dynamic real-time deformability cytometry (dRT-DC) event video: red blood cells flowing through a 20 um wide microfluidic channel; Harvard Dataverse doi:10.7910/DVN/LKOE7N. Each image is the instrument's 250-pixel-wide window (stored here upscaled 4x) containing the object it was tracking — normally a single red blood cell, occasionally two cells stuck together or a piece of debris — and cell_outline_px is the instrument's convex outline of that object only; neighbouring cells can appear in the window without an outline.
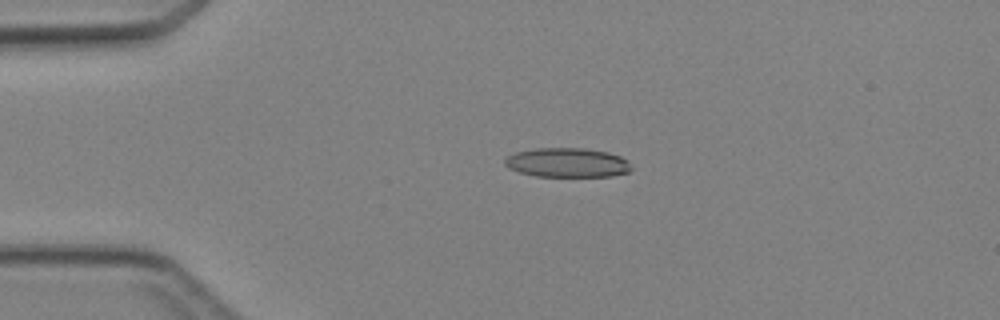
{"species": "Egyptian fruit bat (a non-hibernating species)", "species_latin": "Rousettus aegyptiacus", "temperature_condition": "cold", "stored_images_in_passage": 5, "camera_frame_rate_fps": 3000, "um_per_image_px": 0.085, "animal": {"sex": "female"}, "frame": {"image": 1, "passage_image": 3, "time_ms": 3.0, "image_size_px": [1000, 320], "cell_outline_px": [[632, 168], [628, 172], [612, 176], [536, 176], [520, 172], [508, 168], [504, 164], [504, 160], [508, 156], [516, 152], [536, 148], [584, 148], [608, 152], [620, 156], [628, 160]], "centroid_in_image_um": [48.23, 13.82], "position_along_channel_um": 36.8, "area_um2": 21.62}}
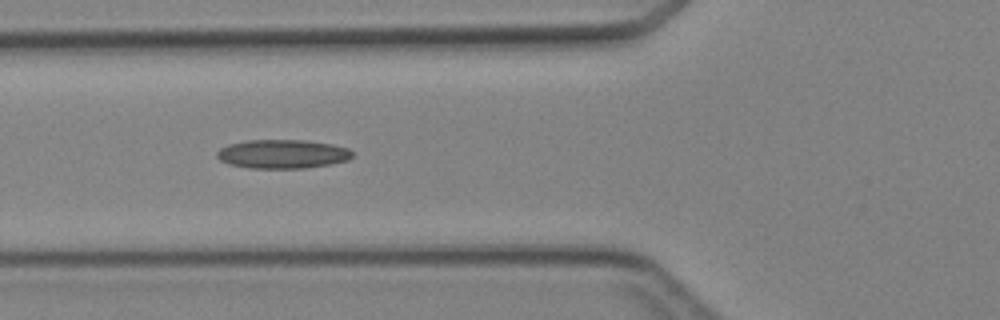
{"frame": {"image": 2, "passage_image": 5, "time_ms": 5.333, "image_size_px": [1000, 320], "cell_outline_px": [[352, 156], [348, 160], [328, 164], [304, 168], [248, 168], [228, 164], [220, 160], [216, 156], [216, 152], [220, 148], [228, 144], [248, 140], [304, 140], [332, 144], [348, 148], [352, 152]], "centroid_in_image_um": [23.97, 13.09], "position_along_channel_um": 101.8, "area_um2": 22.77}}